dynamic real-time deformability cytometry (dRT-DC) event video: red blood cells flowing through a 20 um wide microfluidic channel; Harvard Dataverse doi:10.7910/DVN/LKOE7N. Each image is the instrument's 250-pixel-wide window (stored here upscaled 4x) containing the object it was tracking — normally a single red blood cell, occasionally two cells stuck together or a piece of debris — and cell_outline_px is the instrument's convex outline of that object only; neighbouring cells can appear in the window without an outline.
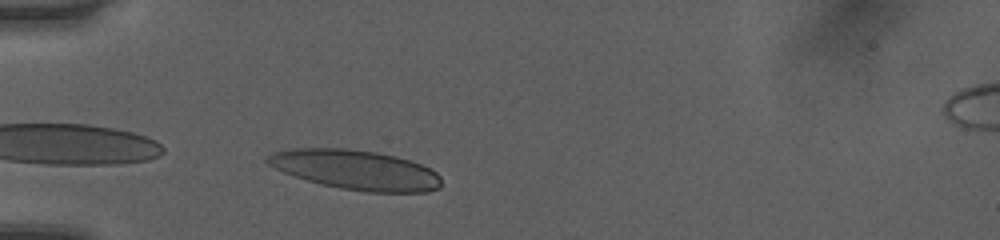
{"species": "human", "species_latin": "Homo sapiens", "temperature_condition": "room temperature", "stored_images_in_passage": 29, "camera_frame_rate_fps": 3000, "um_per_image_px": 0.085, "donor": {"sex": "female"}, "frame": {"image": 1, "passage_image": 1, "time_ms": 0.0, "image_size_px": [1000, 240], "cell_outline_px": [[440, 188], [428, 192], [368, 192], [340, 188], [308, 180], [284, 172], [268, 164], [264, 160], [272, 152], [288, 148], [348, 148], [376, 152], [396, 156], [420, 164], [436, 172], [440, 176]], "centroid_in_image_um": [30.23, 14.42], "position_along_channel_um": 54.8, "area_um2": 40.0}}
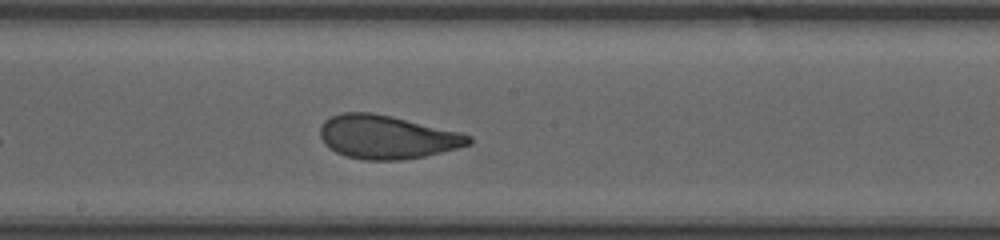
{"frame": {"image": 2, "passage_image": 14, "time_ms": 4.333, "image_size_px": [1000, 240], "cell_outline_px": [[472, 144], [424, 156], [400, 160], [364, 160], [348, 156], [336, 152], [328, 148], [324, 144], [320, 136], [320, 124], [324, 120], [332, 116], [344, 112], [372, 112], [392, 116], [460, 132], [472, 136]], "centroid_in_image_um": [32.86, 11.64], "position_along_channel_um": 215.3, "area_um2": 37.69}}
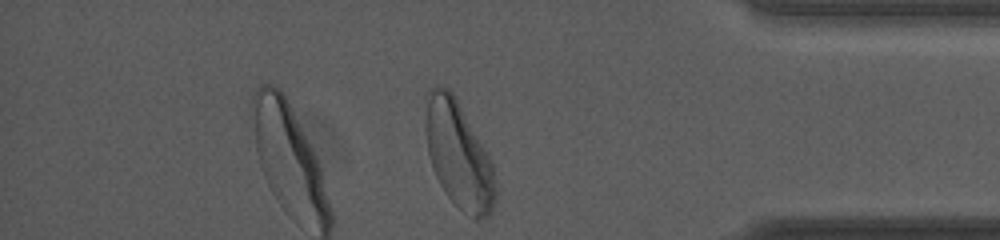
{"frame": {"image": 3, "passage_image": 29, "time_ms": 9.333, "image_size_px": [1000, 240], "cell_outline_px": [[496, 196], [492, 212], [488, 216], [476, 220], [472, 220], [444, 192], [432, 168], [428, 152], [428, 88], [436, 84], [440, 84], [448, 88], [452, 92], [492, 160], [496, 180]], "centroid_in_image_um": [39.04, 13.23], "position_along_channel_um": 396.2, "area_um2": 42.95}, "authors_computed_cell_mechanics": {"area_um2": 37.6856, "velocity_mm_per_s": 4.0477, "shape_relaxation_time_tau1_ms": 3.6142, "shape_relaxation_time_tau2_ms": 0.9614, "deformation_change_tau1": 0.1663, "deformation_change_tau2": 0.0756}}